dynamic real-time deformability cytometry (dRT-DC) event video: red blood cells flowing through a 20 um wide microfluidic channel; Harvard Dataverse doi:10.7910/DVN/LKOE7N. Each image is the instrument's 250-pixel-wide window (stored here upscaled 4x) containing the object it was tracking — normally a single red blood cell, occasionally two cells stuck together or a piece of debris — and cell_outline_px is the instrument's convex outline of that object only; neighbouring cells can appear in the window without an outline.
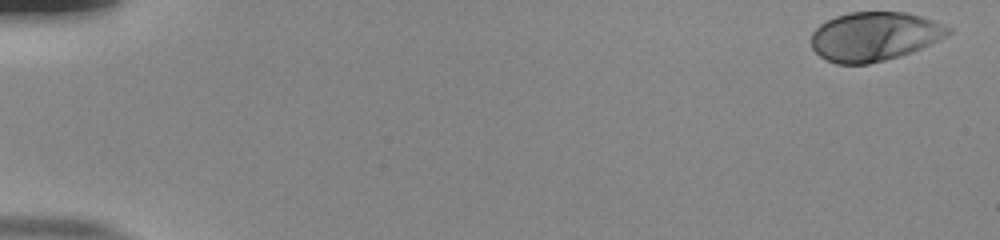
{"species": "human", "species_latin": "Homo sapiens", "temperature_condition": "room temperature", "stored_images_in_passage": 54, "camera_frame_rate_fps": 3000, "um_per_image_px": 0.085, "donor": {"sex": "male"}, "frame": {"image": 1, "passage_image": 1, "time_ms": 0.0, "image_size_px": [1000, 240], "cell_outline_px": [[952, 32], [948, 36], [912, 52], [900, 56], [868, 64], [836, 64], [824, 60], [812, 48], [812, 32], [820, 24], [836, 16], [848, 12], [904, 12], [920, 16], [944, 24], [952, 28]], "centroid_in_image_um": [74.33, 3.1], "position_along_channel_um": 10.7, "area_um2": 39.25}}
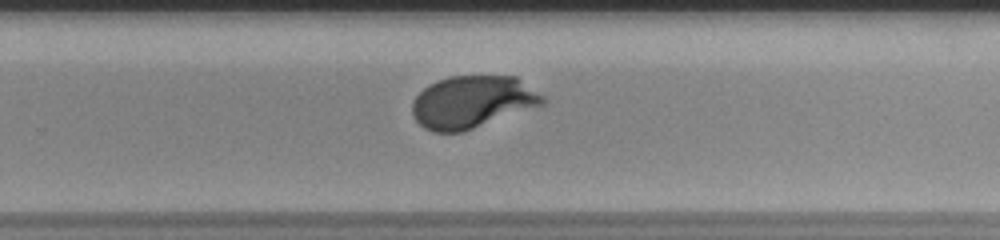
{"frame": {"image": 2, "passage_image": 36, "time_ms": 11.667, "image_size_px": [1000, 240], "cell_outline_px": [[544, 104], [464, 132], [432, 132], [424, 128], [412, 116], [412, 100], [428, 84], [448, 76], [516, 76], [544, 96]], "centroid_in_image_um": [40.12, 8.67], "position_along_channel_um": 289.7, "area_um2": 39.88}}
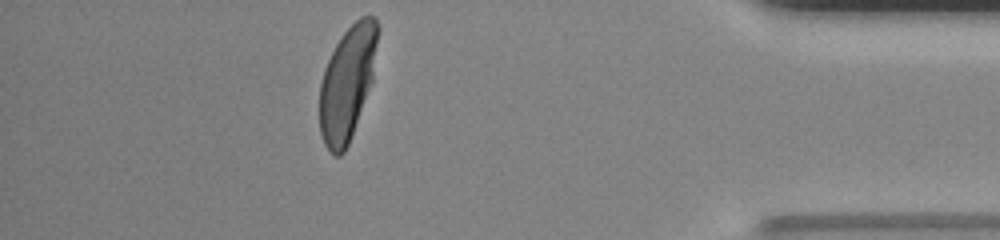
{"frame": {"image": 3, "passage_image": 48, "time_ms": 15.667, "image_size_px": [1000, 240], "cell_outline_px": [[380, 28], [372, 80], [352, 136], [344, 152], [340, 156], [336, 156], [324, 144], [320, 132], [320, 84], [324, 68], [336, 44], [344, 32], [360, 16], [376, 16], [380, 24]], "centroid_in_image_um": [29.54, 7.01], "position_along_channel_um": 405.7, "area_um2": 38.55}, "authors_computed_cell_mechanics": {"area_um2": 39.2462, "velocity_mm_per_s": 3.8102, "shape_relaxation_time_tau1_ms": 2.8537, "shape_relaxation_time_tau2_ms": null, "deformation_change_tau1": 0.1759, "deformation_change_tau2": null}}